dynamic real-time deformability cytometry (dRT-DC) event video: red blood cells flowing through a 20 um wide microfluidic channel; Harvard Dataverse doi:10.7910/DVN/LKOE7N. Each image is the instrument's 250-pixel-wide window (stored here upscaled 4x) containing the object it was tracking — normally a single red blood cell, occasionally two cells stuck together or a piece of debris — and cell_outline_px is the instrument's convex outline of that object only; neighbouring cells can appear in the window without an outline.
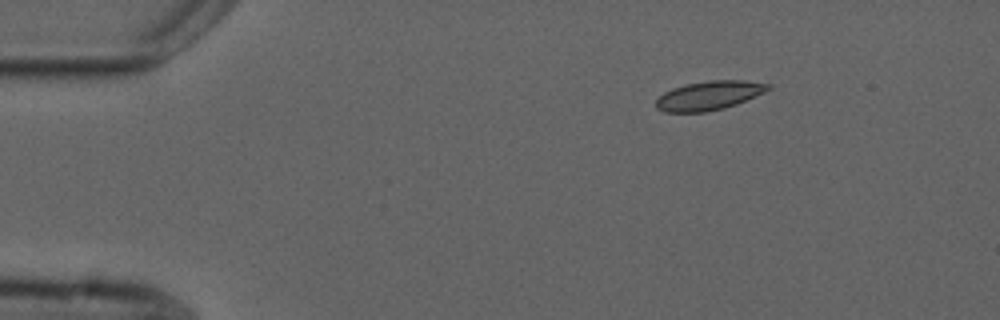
{"species": "common noctule bat (a hibernating species)", "species_latin": "Nyctalus noctula", "temperature_condition": "cold", "stored_images_in_passage": 5, "camera_frame_rate_fps": 3000, "um_per_image_px": 0.085, "animal": {"sex": "male", "forearm_length_mm": 52.5}, "frame": {"image": 1, "passage_image": 2, "time_ms": 2.0, "image_size_px": [1000, 320], "cell_outline_px": [[772, 88], [764, 92], [736, 104], [724, 108], [704, 112], [664, 112], [656, 108], [656, 100], [664, 92], [672, 88], [684, 84], [708, 80], [744, 80], [772, 84]], "centroid_in_image_um": [60.26, 8.11], "position_along_channel_um": 24.7, "area_um2": 19.02}}
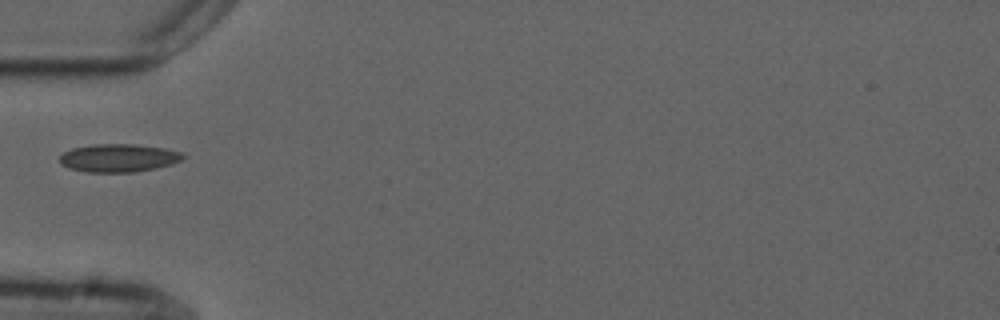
{"frame": {"image": 2, "passage_image": 5, "time_ms": 5.333, "image_size_px": [1000, 320], "cell_outline_px": [[188, 156], [172, 164], [156, 168], [136, 172], [88, 172], [68, 168], [60, 164], [60, 156], [64, 152], [72, 148], [92, 144], [132, 144], [164, 148], [184, 152]], "centroid_in_image_um": [10.1, 13.42], "position_along_channel_um": 74.9, "area_um2": 20.35}}